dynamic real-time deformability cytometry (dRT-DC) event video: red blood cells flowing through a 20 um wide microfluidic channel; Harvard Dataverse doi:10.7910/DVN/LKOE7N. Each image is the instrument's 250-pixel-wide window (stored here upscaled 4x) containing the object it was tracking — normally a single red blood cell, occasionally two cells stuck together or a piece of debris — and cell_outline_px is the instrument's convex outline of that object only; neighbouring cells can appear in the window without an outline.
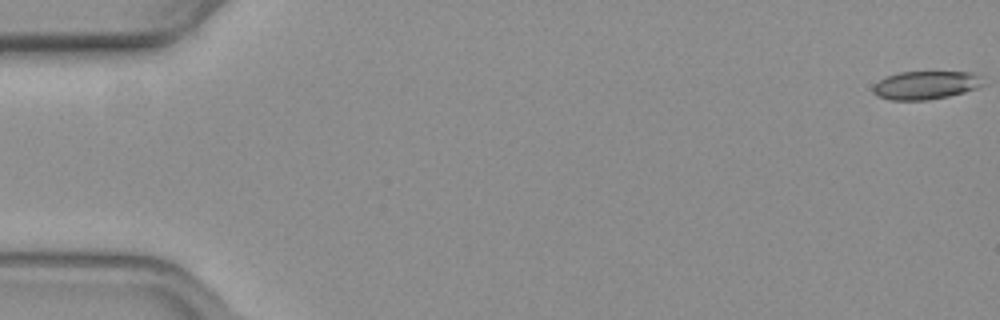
{"species": "common noctule bat (a hibernating species)", "species_latin": "Nyctalus noctula", "temperature_condition": "warm", "stored_images_in_passage": 9, "camera_frame_rate_fps": 3000, "um_per_image_px": 0.085, "animal": {"sex": "female", "body_mass_g": 19.3, "forearm_length_mm": 54.1}, "frame": {"image": 1, "passage_image": 1, "time_ms": 0.0, "image_size_px": [1000, 320], "cell_outline_px": [[984, 84], [976, 88], [964, 92], [948, 96], [928, 100], [892, 100], [876, 96], [872, 92], [872, 88], [880, 80], [888, 76], [900, 72], [972, 72], [980, 76]], "centroid_in_image_um": [78.68, 7.24], "position_along_channel_um": 6.3, "area_um2": 18.03}}